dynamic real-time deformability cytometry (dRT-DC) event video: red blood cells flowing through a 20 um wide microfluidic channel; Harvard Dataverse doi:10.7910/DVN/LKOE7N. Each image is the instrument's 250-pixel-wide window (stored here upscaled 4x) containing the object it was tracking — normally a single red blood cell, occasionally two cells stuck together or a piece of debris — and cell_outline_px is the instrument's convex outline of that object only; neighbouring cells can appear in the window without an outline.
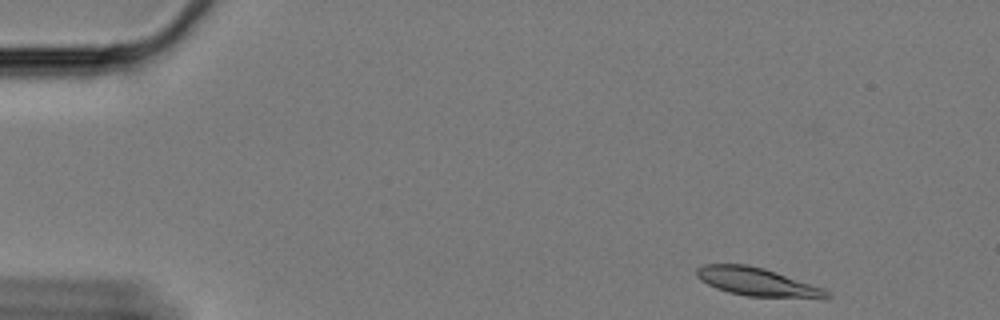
{"species": "Egyptian fruit bat (a non-hibernating species)", "species_latin": "Rousettus aegyptiacus", "temperature_condition": "cold", "stored_images_in_passage": 54, "camera_frame_rate_fps": 3000, "um_per_image_px": 0.085, "animal": {"sex": "female"}, "frame": {"image": 1, "passage_image": 1, "time_ms": 0.0, "image_size_px": [1000, 320], "cell_outline_px": [[832, 296], [828, 300], [824, 300], [748, 296], [728, 292], [716, 288], [700, 280], [696, 276], [696, 268], [704, 264], [748, 264], [764, 268], [824, 288]], "centroid_in_image_um": [64.45, 23.99], "position_along_channel_um": 20.6, "area_um2": 21.96}}
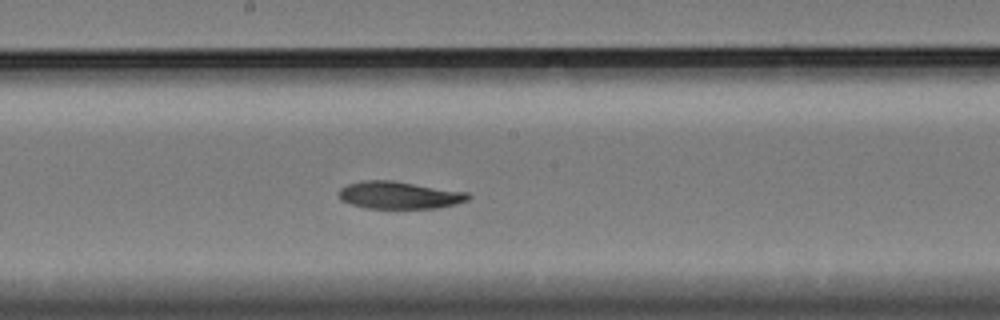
{"frame": {"image": 2, "passage_image": 27, "time_ms": 8.667, "image_size_px": [1000, 320], "cell_outline_px": [[472, 196], [468, 200], [456, 204], [436, 208], [368, 208], [352, 204], [340, 200], [340, 188], [348, 184], [360, 180], [392, 180], [468, 192]], "centroid_in_image_um": [33.96, 16.58], "position_along_channel_um": 214.2, "area_um2": 20.63}}
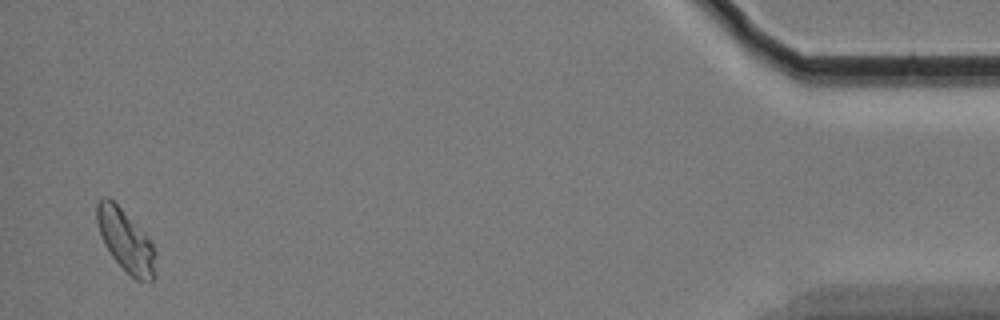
{"frame": {"image": 3, "passage_image": 53, "time_ms": 17.333, "image_size_px": [1000, 320], "cell_outline_px": [[156, 276], [152, 280], [136, 280], [112, 256], [104, 244], [96, 220], [96, 204], [104, 196], [108, 196], [120, 208], [152, 244], [156, 252]], "centroid_in_image_um": [10.68, 20.48], "position_along_channel_um": 424.5, "area_um2": 20.58}, "authors_computed_cell_mechanics": {"area_um2": 21.2704, "velocity_mm_per_s": 3.3217, "shape_relaxation_time_tau1_ms": 7.9392, "shape_relaxation_time_tau2_ms": null, "deformation_change_tau1": 0.127, "deformation_change_tau2": null}}